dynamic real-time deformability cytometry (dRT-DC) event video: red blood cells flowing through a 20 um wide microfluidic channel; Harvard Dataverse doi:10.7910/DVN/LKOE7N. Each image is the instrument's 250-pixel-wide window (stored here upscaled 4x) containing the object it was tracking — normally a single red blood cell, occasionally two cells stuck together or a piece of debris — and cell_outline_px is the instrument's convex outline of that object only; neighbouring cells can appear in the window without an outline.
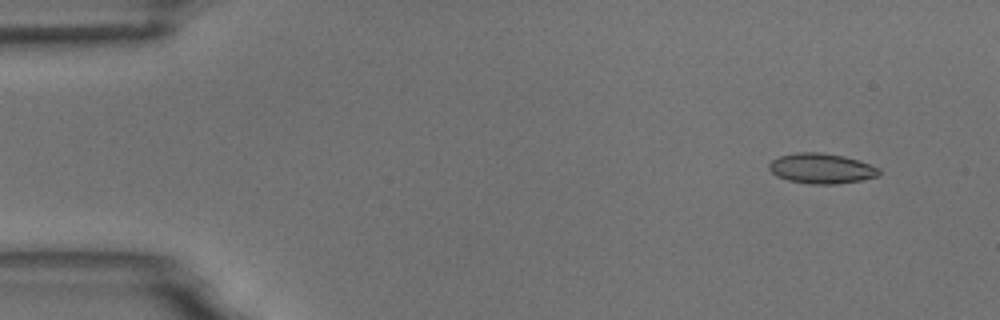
{"species": "common noctule bat (a hibernating species)", "species_latin": "Nyctalus noctula", "temperature_condition": "room temperature", "stored_images_in_passage": 7, "camera_frame_rate_fps": 3000, "um_per_image_px": 0.085, "animal": {"sex": "male", "body_mass_g": 18.8}, "frame": {"image": 1, "passage_image": 1, "time_ms": 0.0, "image_size_px": [1000, 320], "cell_outline_px": [[880, 176], [860, 180], [836, 184], [812, 184], [788, 180], [776, 176], [768, 168], [768, 164], [772, 160], [780, 156], [800, 152], [820, 152], [844, 156], [880, 168]], "centroid_in_image_um": [69.81, 14.32], "position_along_channel_um": 15.2, "area_um2": 19.25}}
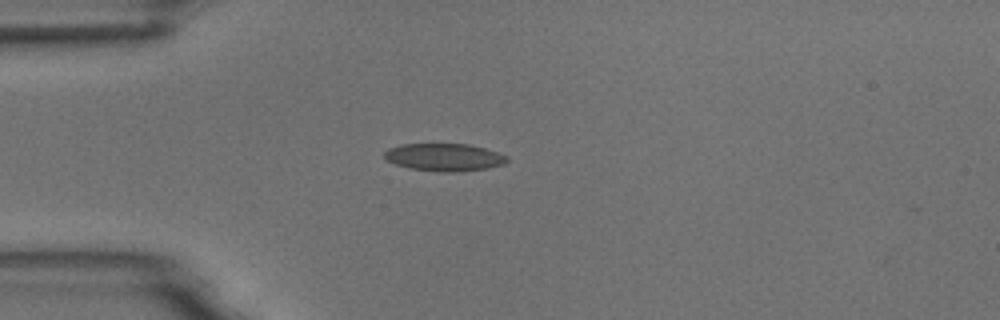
{"frame": {"image": 2, "passage_image": 4, "time_ms": 3.333, "image_size_px": [1000, 320], "cell_outline_px": [[508, 160], [504, 164], [488, 168], [456, 172], [440, 172], [408, 168], [396, 164], [388, 160], [384, 156], [384, 152], [388, 148], [400, 144], [468, 144], [500, 152], [508, 156]], "centroid_in_image_um": [37.78, 13.36], "position_along_channel_um": 47.2, "area_um2": 19.83}}